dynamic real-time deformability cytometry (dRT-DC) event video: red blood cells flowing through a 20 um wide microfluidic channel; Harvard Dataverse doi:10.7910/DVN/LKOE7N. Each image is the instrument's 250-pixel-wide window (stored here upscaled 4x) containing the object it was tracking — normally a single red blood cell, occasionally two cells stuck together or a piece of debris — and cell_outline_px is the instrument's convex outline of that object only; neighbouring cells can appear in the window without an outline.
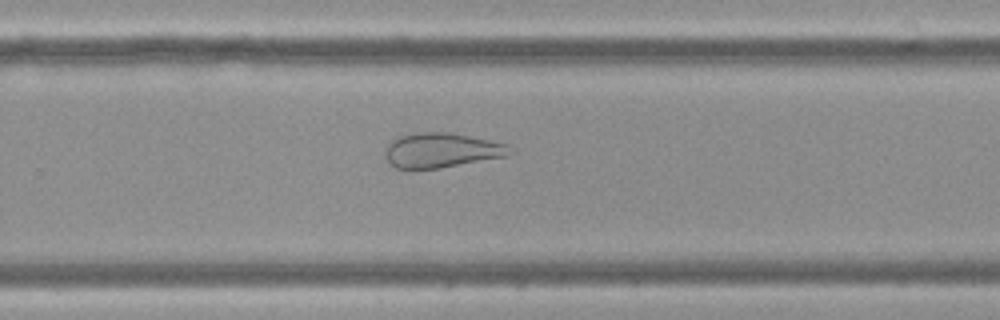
{"species": "Egyptian fruit bat (a non-hibernating species)", "species_latin": "Rousettus aegyptiacus", "temperature_condition": "cold", "stored_images_in_passage": 58, "camera_frame_rate_fps": 3000, "um_per_image_px": 0.085, "frame": {"image": 1, "passage_image": 39, "time_ms": 12.667, "image_size_px": [1000, 320], "cell_outline_px": [[516, 152], [508, 156], [440, 168], [396, 168], [388, 164], [384, 156], [384, 148], [392, 140], [400, 136], [416, 132], [448, 132], [508, 144]], "centroid_in_image_um": [37.53, 12.77], "position_along_channel_um": 292.3, "area_um2": 25.43}}
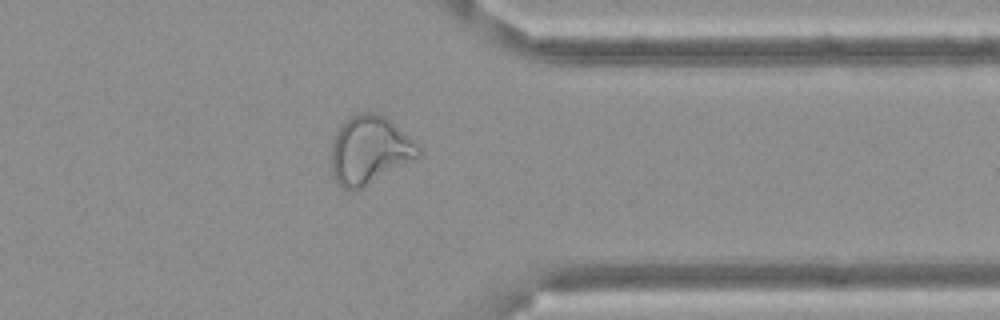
{"frame": {"image": 2, "passage_image": 47, "time_ms": 15.333, "image_size_px": [1000, 320], "cell_outline_px": [[420, 156], [360, 188], [344, 188], [336, 180], [332, 172], [332, 144], [336, 132], [344, 120], [356, 112], [376, 112], [384, 116], [408, 136], [420, 148]], "centroid_in_image_um": [31.39, 12.71], "position_along_channel_um": 380.0, "area_um2": 33.76}}
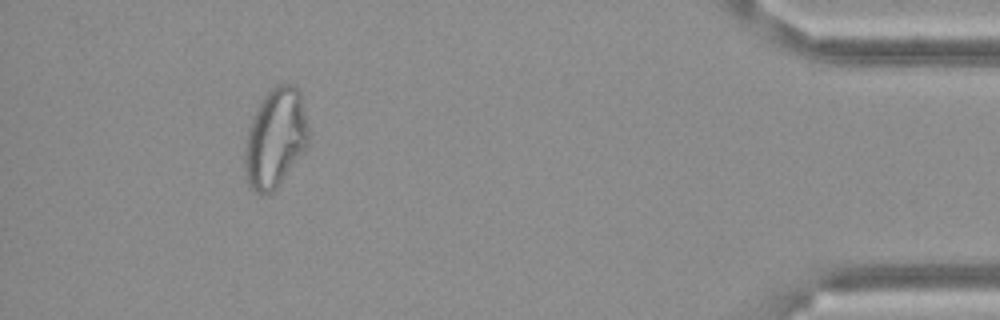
{"frame": {"image": 3, "passage_image": 54, "time_ms": 17.667, "image_size_px": [1000, 320], "cell_outline_px": [[308, 148], [276, 188], [272, 192], [264, 196], [248, 188], [244, 172], [244, 152], [248, 128], [264, 96], [276, 84], [292, 84], [300, 92], [308, 124]], "centroid_in_image_um": [23.4, 11.8], "position_along_channel_um": 411.8, "area_um2": 37.11}}